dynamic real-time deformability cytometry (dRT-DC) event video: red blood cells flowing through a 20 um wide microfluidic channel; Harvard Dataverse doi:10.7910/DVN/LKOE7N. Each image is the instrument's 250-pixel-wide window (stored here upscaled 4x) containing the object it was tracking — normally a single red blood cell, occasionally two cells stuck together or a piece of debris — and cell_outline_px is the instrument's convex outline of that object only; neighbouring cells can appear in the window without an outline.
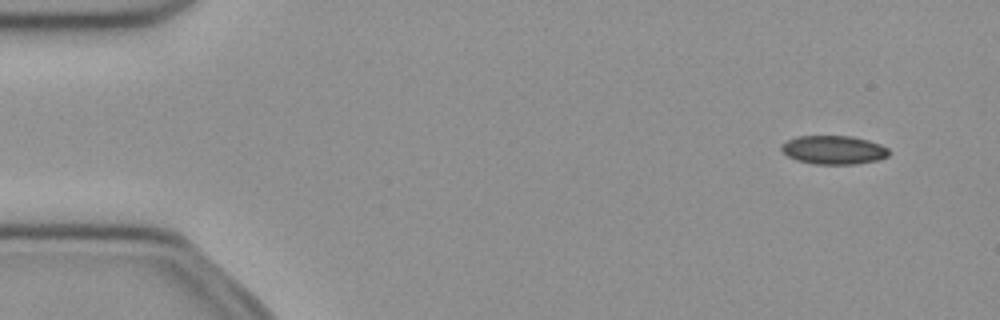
{"species": "common noctule bat (a hibernating species)", "species_latin": "Nyctalus noctula", "temperature_condition": "cold", "stored_images_in_passage": 51, "camera_frame_rate_fps": 3000, "um_per_image_px": 0.085, "animal": {"sex": "female", "body_mass_g": 21.9}, "frame": {"image": 1, "passage_image": 4, "time_ms": 1.0, "image_size_px": [1000, 320], "cell_outline_px": [[888, 156], [880, 160], [856, 164], [812, 164], [796, 160], [788, 156], [780, 148], [780, 144], [796, 136], [852, 136], [868, 140], [880, 144], [888, 148]], "centroid_in_image_um": [70.85, 12.74], "position_along_channel_um": 14.1, "area_um2": 18.09}}
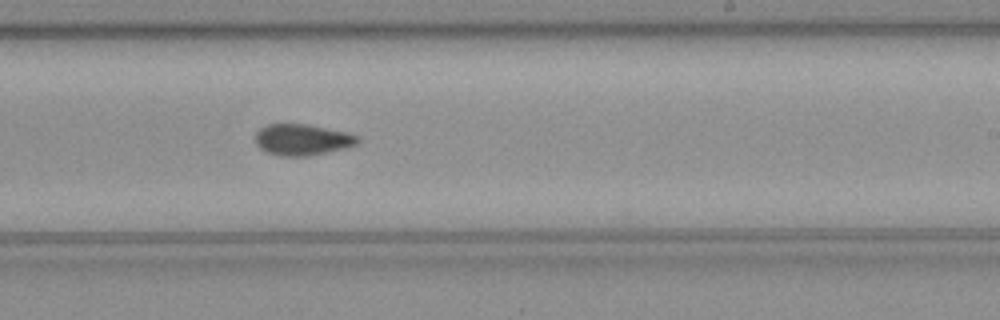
{"frame": {"image": 2, "passage_image": 31, "time_ms": 10.0, "image_size_px": [1000, 320], "cell_outline_px": [[360, 140], [356, 144], [344, 148], [308, 156], [280, 156], [268, 152], [260, 148], [256, 144], [256, 132], [260, 128], [268, 124], [308, 124], [348, 132], [356, 136]], "centroid_in_image_um": [25.68, 11.86], "position_along_channel_um": 263.3, "area_um2": 18.5}}
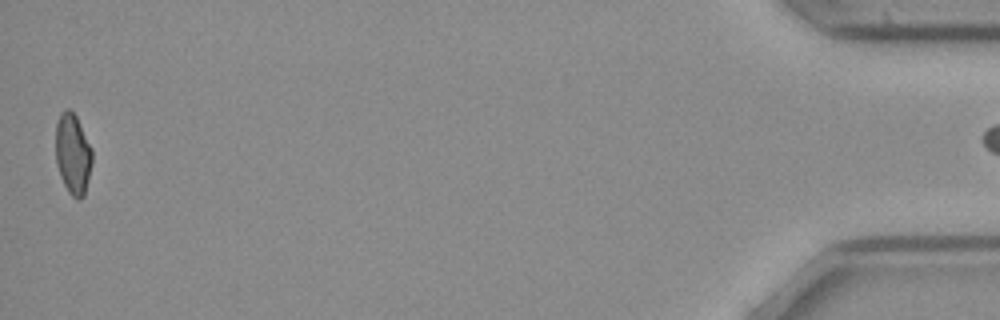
{"frame": {"image": 3, "passage_image": 51, "time_ms": 16.667, "image_size_px": [1000, 320], "cell_outline_px": [[92, 164], [84, 196], [80, 200], [72, 196], [68, 192], [60, 176], [56, 164], [56, 124], [60, 112], [64, 108], [68, 108], [76, 116], [92, 148]], "centroid_in_image_um": [6.19, 13.08], "position_along_channel_um": 429.0, "area_um2": 17.28}, "authors_computed_cell_mechanics": {"area_um2": 18.3804, "velocity_mm_per_s": 3.9916, "shape_relaxation_time_tau1_ms": null, "shape_relaxation_time_tau2_ms": 6.413, "deformation_change_tau1": null, "deformation_change_tau2": 0.1103}}